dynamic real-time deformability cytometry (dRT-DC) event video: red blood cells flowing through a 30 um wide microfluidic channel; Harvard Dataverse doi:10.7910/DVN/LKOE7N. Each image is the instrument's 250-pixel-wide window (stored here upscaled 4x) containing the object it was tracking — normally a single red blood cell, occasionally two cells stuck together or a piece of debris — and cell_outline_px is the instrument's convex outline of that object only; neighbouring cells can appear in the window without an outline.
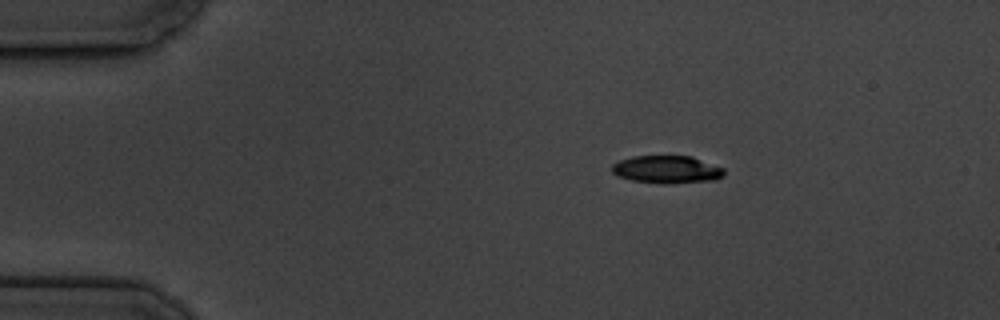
{"species": "common noctule bat (a hibernating species)", "species_latin": "Nyctalus noctula", "temperature_condition": "cold", "stored_images_in_passage": 3, "camera_frame_rate_fps": 3000, "um_per_image_px": 0.085, "animal": {"sex": "male", "body_mass_g": 19.5, "forearm_length_mm": 54.6}, "frame": {"image": 1, "passage_image": 1, "time_ms": 0.0, "image_size_px": [1000, 320], "cell_outline_px": [[724, 176], [716, 180], [664, 184], [660, 184], [632, 180], [616, 176], [612, 172], [612, 164], [620, 160], [632, 156], [692, 156], [724, 168]], "centroid_in_image_um": [56.68, 14.41], "position_along_channel_um": 28.3, "area_um2": 18.26}}